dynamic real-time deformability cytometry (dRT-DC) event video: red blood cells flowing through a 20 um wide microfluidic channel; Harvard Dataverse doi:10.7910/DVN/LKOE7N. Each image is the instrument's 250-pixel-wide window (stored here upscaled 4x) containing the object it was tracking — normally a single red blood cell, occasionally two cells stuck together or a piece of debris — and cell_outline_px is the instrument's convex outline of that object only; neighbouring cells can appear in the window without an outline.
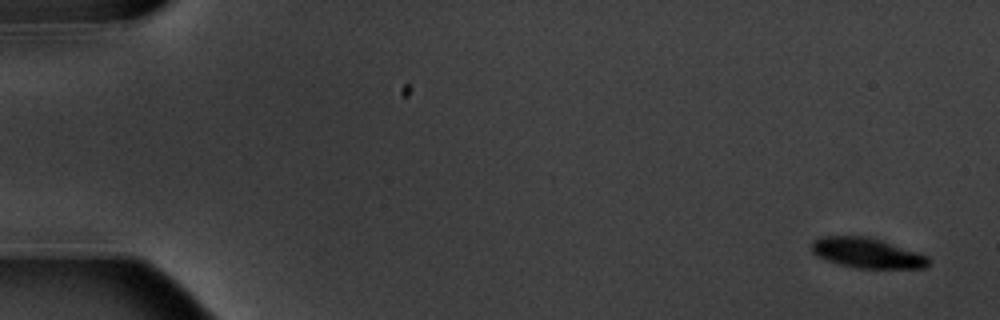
{"species": "common noctule bat (a hibernating species)", "species_latin": "Nyctalus noctula", "temperature_condition": "warm", "stored_images_in_passage": 5, "camera_frame_rate_fps": 3000, "um_per_image_px": 0.085, "animal": {"sex": "male", "body_mass_g": 20.1, "forearm_length_mm": 53.5}, "frame": {"image": 1, "passage_image": 1, "time_ms": 0.0, "image_size_px": [1000, 320], "cell_outline_px": [[928, 264], [924, 268], [856, 268], [840, 264], [816, 256], [812, 252], [812, 240], [820, 236], [868, 236], [928, 256]], "centroid_in_image_um": [73.65, 21.5], "position_along_channel_um": 11.4, "area_um2": 20.29}}